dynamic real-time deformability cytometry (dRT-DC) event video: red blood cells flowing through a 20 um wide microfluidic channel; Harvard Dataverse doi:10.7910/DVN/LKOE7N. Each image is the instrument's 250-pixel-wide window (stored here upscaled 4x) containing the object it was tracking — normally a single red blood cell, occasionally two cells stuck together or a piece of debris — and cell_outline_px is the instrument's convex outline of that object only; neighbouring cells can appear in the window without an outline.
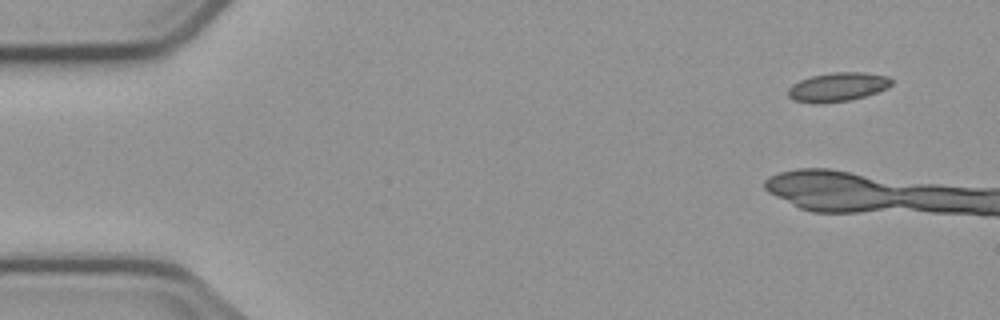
{"species": "common noctule bat (a hibernating species)", "species_latin": "Nyctalus noctula", "temperature_condition": "cold", "stored_images_in_passage": 7, "segment_of_instrument_passage": [1, 2], "camera_frame_rate_fps": 3000, "um_per_image_px": 0.085, "animal": {"sex": "male", "body_mass_g": 23.1, "forearm_length_mm": 52.7}, "frame": {"image": 1, "passage_image": 1, "time_ms": 0.0, "image_size_px": [1000, 320], "cell_outline_px": [[892, 84], [888, 88], [864, 96], [848, 100], [792, 100], [788, 96], [788, 88], [792, 84], [800, 80], [812, 76], [832, 72], [864, 72], [888, 76], [892, 80]], "centroid_in_image_um": [71.26, 7.33], "position_along_channel_um": 13.7, "area_um2": 16.65}}